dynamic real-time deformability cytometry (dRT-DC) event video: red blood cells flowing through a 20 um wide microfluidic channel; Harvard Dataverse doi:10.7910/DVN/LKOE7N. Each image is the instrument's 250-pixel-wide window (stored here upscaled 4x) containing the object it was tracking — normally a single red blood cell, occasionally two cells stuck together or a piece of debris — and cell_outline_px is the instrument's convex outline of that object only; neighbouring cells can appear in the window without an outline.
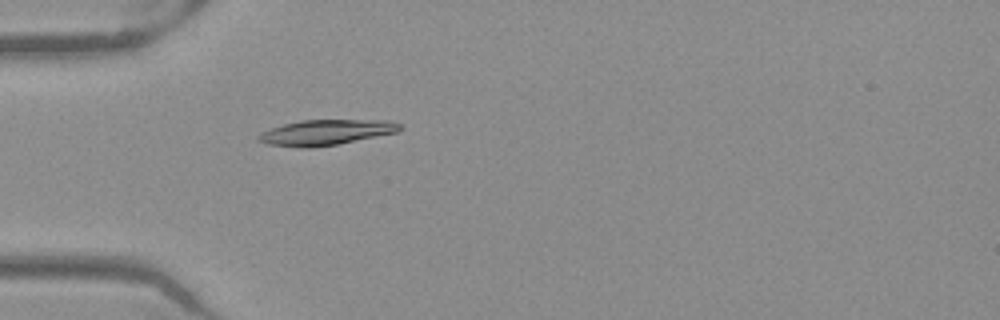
{"species": "Egyptian fruit bat (a non-hibernating species)", "species_latin": "Rousettus aegyptiacus", "temperature_condition": "warm", "stored_images_in_passage": 37, "camera_frame_rate_fps": 3000, "um_per_image_px": 0.085, "frame": {"image": 1, "passage_image": 1, "time_ms": 0.0, "image_size_px": [1000, 320], "cell_outline_px": [[404, 128], [400, 132], [336, 144], [308, 148], [304, 148], [268, 144], [256, 140], [256, 136], [260, 132], [284, 124], [300, 120], [388, 120], [400, 124]], "centroid_in_image_um": [27.72, 11.25], "position_along_channel_um": 57.3, "area_um2": 20.98}}
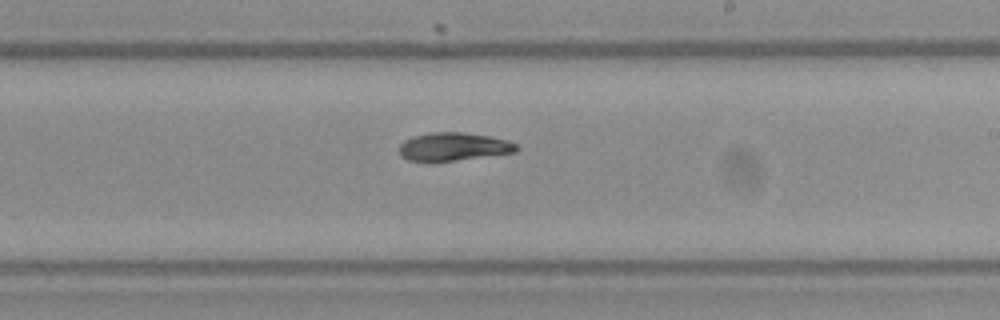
{"frame": {"image": 2, "passage_image": 16, "time_ms": 5.0, "image_size_px": [1000, 320], "cell_outline_px": [[520, 148], [516, 152], [456, 160], [408, 160], [400, 156], [400, 144], [404, 140], [412, 136], [432, 132], [464, 132], [488, 136], [508, 140], [516, 144]], "centroid_in_image_um": [38.56, 12.45], "position_along_channel_um": 250.4, "area_um2": 19.02}}
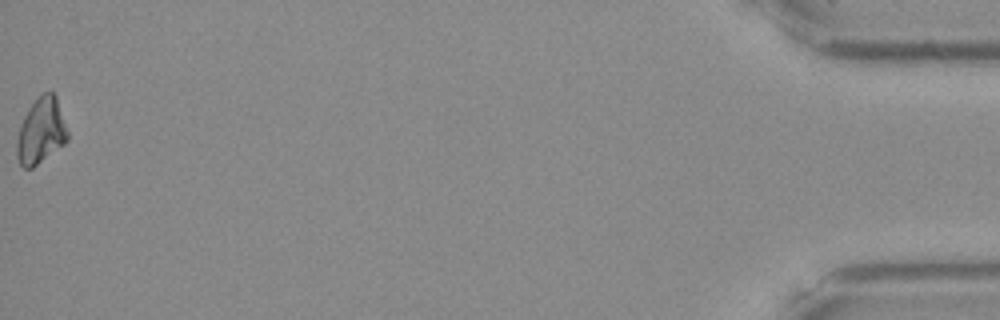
{"frame": {"image": 3, "passage_image": 37, "time_ms": 12.0, "image_size_px": [1000, 320], "cell_outline_px": [[68, 140], [64, 144], [32, 168], [24, 168], [20, 164], [16, 156], [16, 140], [20, 124], [28, 108], [44, 92], [52, 92], [56, 96], [68, 132]], "centroid_in_image_um": [3.47, 11.15], "position_along_channel_um": 431.7, "area_um2": 19.31}, "authors_computed_cell_mechanics": {"area_um2": 19.7098, "velocity_mm_per_s": 3.9689, "shape_relaxation_time_tau1_ms": 8.3161, "shape_relaxation_time_tau2_ms": 6.9951, "deformation_change_tau1": 0.2292, "deformation_change_tau2": 0.1035}}